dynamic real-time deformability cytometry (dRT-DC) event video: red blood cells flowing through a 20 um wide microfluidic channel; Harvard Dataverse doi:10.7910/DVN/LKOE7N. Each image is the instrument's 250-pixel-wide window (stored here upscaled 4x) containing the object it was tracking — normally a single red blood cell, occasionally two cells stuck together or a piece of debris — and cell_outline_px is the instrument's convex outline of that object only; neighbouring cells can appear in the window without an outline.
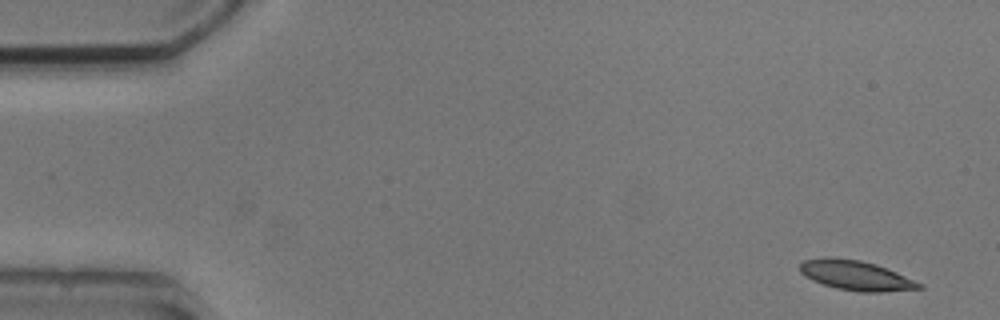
{"species": "common noctule bat (a hibernating species)", "species_latin": "Nyctalus noctula", "temperature_condition": "cold", "stored_images_in_passage": 4, "camera_frame_rate_fps": 3000, "um_per_image_px": 0.085, "animal": {"sex": "male", "body_mass_g": 20.5, "forearm_length_mm": 52.5}, "frame": {"image": 1, "passage_image": 1, "time_ms": 0.0, "image_size_px": [1000, 320], "cell_outline_px": [[924, 288], [884, 292], [860, 292], [836, 288], [812, 280], [804, 276], [800, 272], [800, 264], [804, 260], [824, 256], [832, 256], [860, 260], [876, 264], [888, 268], [924, 284]], "centroid_in_image_um": [72.76, 23.4], "position_along_channel_um": 12.2, "area_um2": 20.98}}
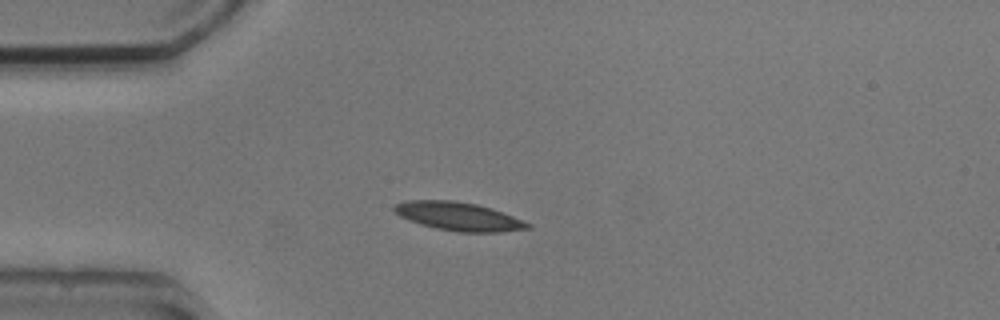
{"frame": {"image": 2, "passage_image": 4, "time_ms": 3.667, "image_size_px": [1000, 320], "cell_outline_px": [[532, 228], [504, 232], [456, 232], [436, 228], [420, 224], [408, 220], [400, 216], [392, 208], [396, 204], [408, 200], [452, 200], [476, 204], [492, 208], [532, 224]], "centroid_in_image_um": [39.0, 18.4], "position_along_channel_um": 46.0, "area_um2": 22.14}}